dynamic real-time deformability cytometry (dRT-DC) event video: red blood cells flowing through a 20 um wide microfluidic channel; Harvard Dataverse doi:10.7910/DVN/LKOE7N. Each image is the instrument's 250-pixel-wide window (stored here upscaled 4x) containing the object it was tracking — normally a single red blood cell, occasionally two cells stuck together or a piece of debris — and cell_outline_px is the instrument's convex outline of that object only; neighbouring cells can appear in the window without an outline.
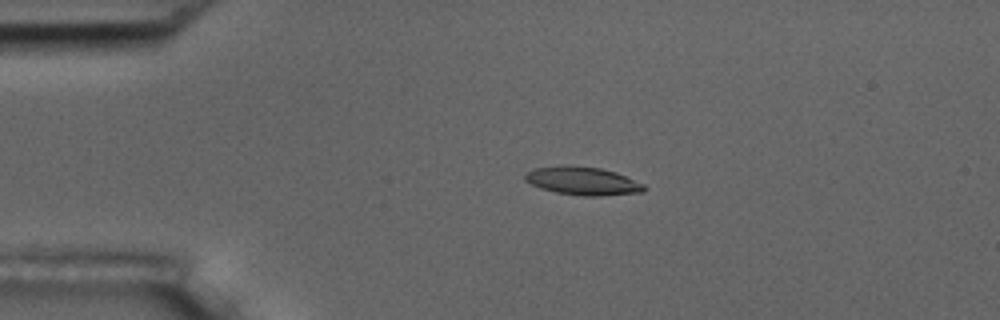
{"species": "common noctule bat (a hibernating species)", "species_latin": "Nyctalus noctula", "temperature_condition": "room temperature", "stored_images_in_passage": 4, "camera_frame_rate_fps": 3000, "um_per_image_px": 0.085, "animal": {"sex": "male", "body_mass_g": 17.5, "forearm_length_mm": 52.3}, "frame": {"image": 1, "passage_image": 3, "time_ms": 2.333, "image_size_px": [1000, 320], "cell_outline_px": [[648, 188], [644, 192], [600, 196], [584, 196], [556, 192], [540, 188], [524, 180], [524, 176], [528, 172], [536, 168], [564, 164], [568, 164], [600, 168], [616, 172], [644, 184]], "centroid_in_image_um": [49.55, 15.37], "position_along_channel_um": 35.4, "area_um2": 19.71}}